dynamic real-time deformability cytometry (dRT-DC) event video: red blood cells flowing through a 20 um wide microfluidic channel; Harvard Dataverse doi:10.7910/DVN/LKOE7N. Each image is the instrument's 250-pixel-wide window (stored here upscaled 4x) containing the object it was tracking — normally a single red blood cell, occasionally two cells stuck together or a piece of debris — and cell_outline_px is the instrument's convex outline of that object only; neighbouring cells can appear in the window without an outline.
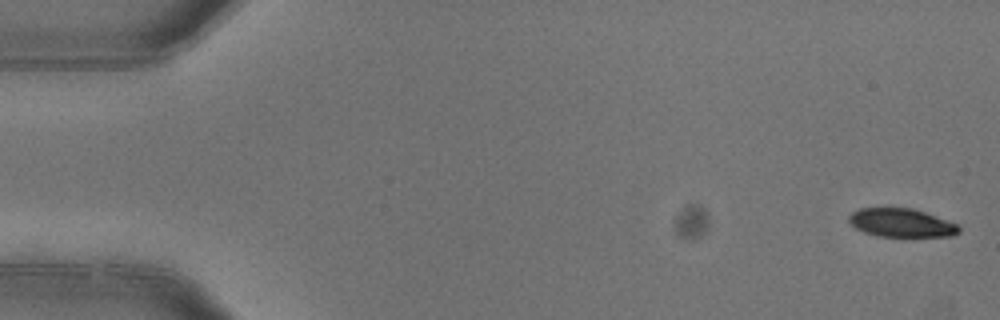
{"species": "common noctule bat (a hibernating species)", "species_latin": "Nyctalus noctula", "temperature_condition": "warm", "stored_images_in_passage": 6, "camera_frame_rate_fps": 3000, "um_per_image_px": 0.085, "animal": {"sex": "female"}, "frame": {"image": 1, "passage_image": 1, "time_ms": 0.0, "image_size_px": [1000, 320], "cell_outline_px": [[960, 232], [952, 236], [876, 236], [864, 232], [856, 228], [848, 220], [848, 216], [852, 212], [860, 208], [912, 208], [924, 212], [956, 224], [960, 228]], "centroid_in_image_um": [76.58, 18.94], "position_along_channel_um": 8.4, "area_um2": 18.03}}
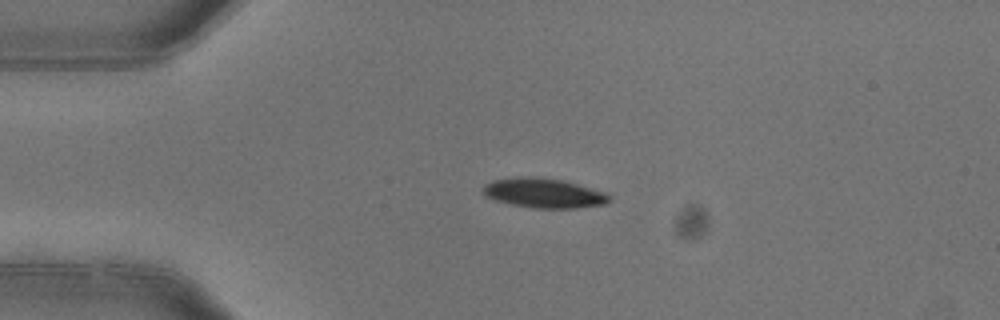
{"frame": {"image": 2, "passage_image": 4, "time_ms": 1.0, "image_size_px": [1000, 320], "cell_outline_px": [[608, 200], [604, 204], [576, 208], [536, 208], [512, 204], [496, 200], [484, 196], [480, 192], [480, 188], [484, 184], [492, 180], [520, 176], [536, 176], [564, 180], [604, 192], [608, 196]], "centroid_in_image_um": [46.12, 16.39], "position_along_channel_um": 38.9, "area_um2": 21.85}}